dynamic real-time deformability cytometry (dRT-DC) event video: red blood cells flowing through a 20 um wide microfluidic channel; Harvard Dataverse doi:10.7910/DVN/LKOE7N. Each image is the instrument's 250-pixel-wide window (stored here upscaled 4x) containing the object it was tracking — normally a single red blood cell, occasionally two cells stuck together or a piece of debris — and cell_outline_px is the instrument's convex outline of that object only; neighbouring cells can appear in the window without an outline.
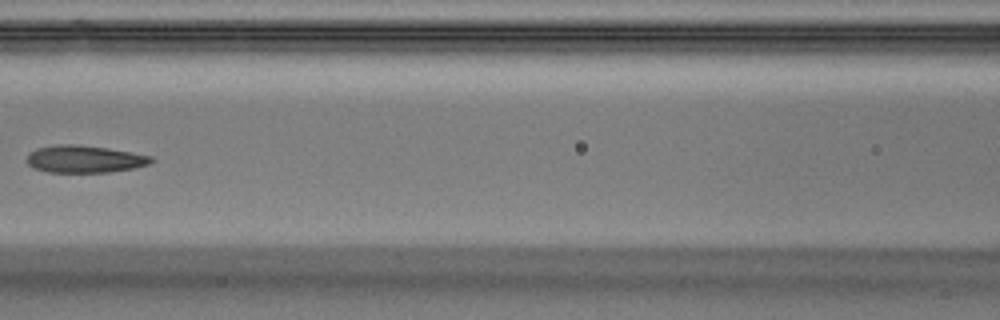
{"species": "Egyptian fruit bat (a non-hibernating species)", "species_latin": "Rousettus aegyptiacus", "temperature_condition": "warm", "stored_images_in_passage": 4, "camera_frame_rate_fps": 3000, "um_per_image_px": 0.085, "animal": {"sex": "male"}, "frame": {"image": 1, "passage_image": 3, "time_ms": 0.667, "image_size_px": [1000, 320], "cell_outline_px": [[156, 160], [148, 164], [132, 168], [108, 172], [48, 172], [32, 168], [24, 160], [28, 152], [36, 148], [60, 144], [76, 144], [108, 148], [132, 152], [152, 156]], "centroid_in_image_um": [7.13, 13.51], "position_along_channel_um": 159.5, "area_um2": 20.0}}
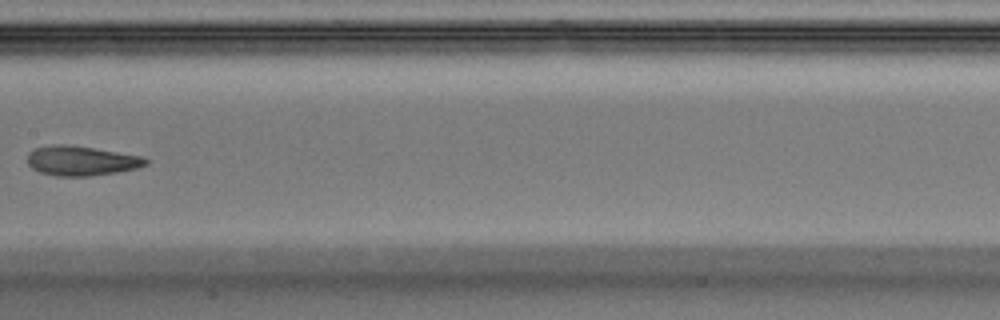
{"frame": {"image": 2, "passage_image": 4, "time_ms": 1.0, "image_size_px": [1000, 320], "cell_outline_px": [[152, 160], [148, 164], [136, 168], [116, 172], [88, 176], [56, 176], [40, 172], [32, 168], [28, 164], [28, 152], [36, 148], [56, 144], [64, 144], [92, 148], [144, 156]], "centroid_in_image_um": [6.94, 13.67], "position_along_channel_um": 200.5, "area_um2": 20.4}}